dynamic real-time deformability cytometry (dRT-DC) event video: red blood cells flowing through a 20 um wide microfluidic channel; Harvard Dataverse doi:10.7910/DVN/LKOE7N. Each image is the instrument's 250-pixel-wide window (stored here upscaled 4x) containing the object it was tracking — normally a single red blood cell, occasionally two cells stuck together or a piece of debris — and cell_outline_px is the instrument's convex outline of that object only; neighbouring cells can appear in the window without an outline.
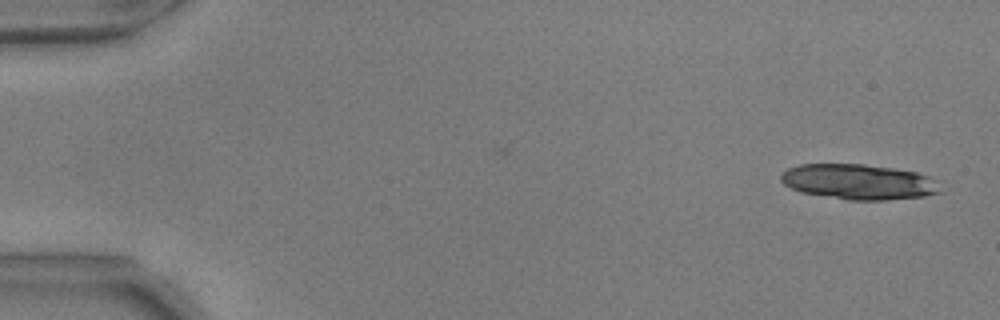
{"species": "common noctule bat (a hibernating species)", "species_latin": "Nyctalus noctula", "temperature_condition": "warm", "stored_images_in_passage": 8, "camera_frame_rate_fps": 3000, "um_per_image_px": 0.085, "animal": {"sex": "male", "body_mass_g": 17.9, "forearm_length_mm": 54.2}, "frame": {"image": 1, "passage_image": 1, "time_ms": 0.0, "image_size_px": [1000, 320], "cell_outline_px": [[944, 192], [924, 196], [884, 200], [848, 200], [800, 192], [784, 184], [780, 180], [780, 176], [788, 168], [800, 164], [864, 164], [892, 168], [916, 172], [928, 176]], "centroid_in_image_um": [72.96, 15.46], "position_along_channel_um": 12.0, "area_um2": 32.66}}